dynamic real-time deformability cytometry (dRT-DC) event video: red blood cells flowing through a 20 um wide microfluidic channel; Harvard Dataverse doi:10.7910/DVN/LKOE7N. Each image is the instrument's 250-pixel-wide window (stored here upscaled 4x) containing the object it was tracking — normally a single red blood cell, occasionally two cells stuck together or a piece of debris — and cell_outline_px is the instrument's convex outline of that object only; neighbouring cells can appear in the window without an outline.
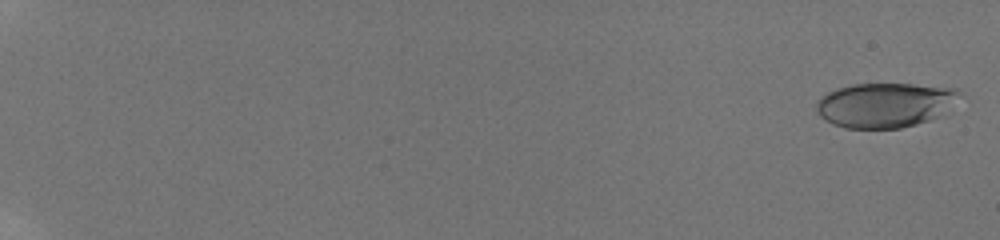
{"species": "human", "species_latin": "Homo sapiens", "temperature_condition": "room temperature", "stored_images_in_passage": 29, "camera_frame_rate_fps": 3000, "um_per_image_px": 0.085, "donor": {"sex": "male"}, "frame": {"image": 1, "passage_image": 2, "time_ms": 0.333, "image_size_px": [1000, 240], "cell_outline_px": [[960, 92], [936, 116], [928, 120], [916, 124], [900, 128], [844, 128], [832, 124], [820, 116], [816, 108], [816, 100], [828, 92], [836, 88], [852, 84], [912, 84], [956, 88]], "centroid_in_image_um": [75.09, 8.92], "position_along_channel_um": 9.9, "area_um2": 36.53}}
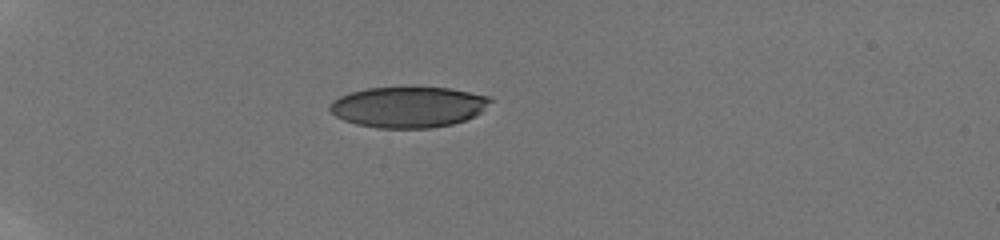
{"frame": {"image": 2, "passage_image": 23, "time_ms": 6.333, "image_size_px": [1000, 240], "cell_outline_px": [[492, 100], [480, 112], [464, 120], [452, 124], [432, 128], [376, 128], [356, 124], [344, 120], [336, 116], [328, 108], [340, 96], [352, 92], [368, 88], [448, 88], [488, 96]], "centroid_in_image_um": [34.69, 9.11], "position_along_channel_um": 50.3, "area_um2": 37.57}}
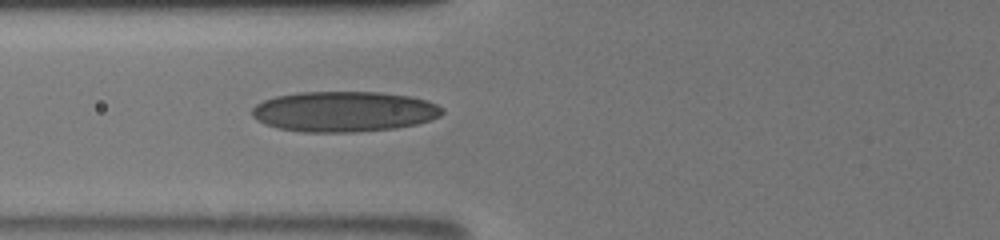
{"frame": {"image": 3, "passage_image": 29, "time_ms": 8.667, "image_size_px": [1000, 240], "cell_outline_px": [[444, 112], [440, 116], [416, 124], [396, 128], [352, 132], [304, 132], [280, 128], [264, 124], [256, 120], [252, 116], [252, 108], [256, 104], [264, 100], [276, 96], [300, 92], [380, 92], [408, 96], [428, 100], [444, 108]], "centroid_in_image_um": [29.24, 9.48], "position_along_channel_um": 96.6, "area_um2": 44.85}}